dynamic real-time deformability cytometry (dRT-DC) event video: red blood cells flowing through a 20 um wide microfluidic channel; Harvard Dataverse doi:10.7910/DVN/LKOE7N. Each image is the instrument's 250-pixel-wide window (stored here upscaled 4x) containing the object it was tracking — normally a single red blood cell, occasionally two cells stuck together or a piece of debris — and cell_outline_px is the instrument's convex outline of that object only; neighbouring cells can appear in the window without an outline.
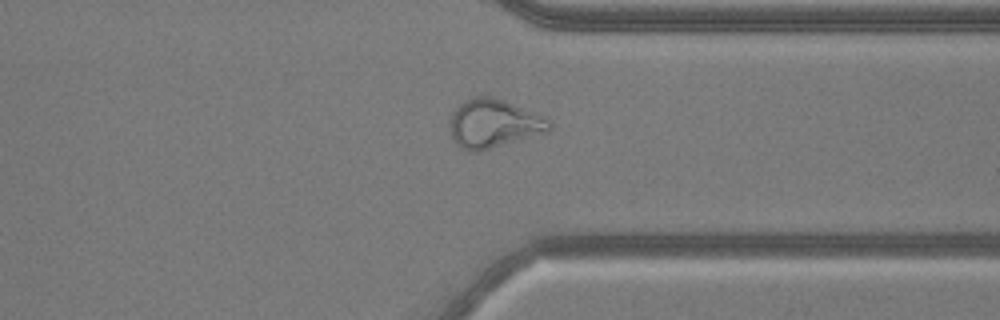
{"species": "common noctule bat (a hibernating species)", "species_latin": "Nyctalus noctula", "temperature_condition": "warm", "stored_images_in_passage": 37, "camera_frame_rate_fps": 3000, "um_per_image_px": 0.085, "animal": {"sex": "male", "body_mass_g": 20.5, "forearm_length_mm": 52.5}, "frame": {"image": 1, "passage_image": 26, "time_ms": 8.333, "image_size_px": [1000, 320], "cell_outline_px": [[552, 128], [548, 132], [476, 152], [468, 152], [456, 144], [452, 136], [452, 112], [464, 100], [472, 96], [488, 96], [504, 100], [548, 116], [552, 120]], "centroid_in_image_um": [42.04, 10.49], "position_along_channel_um": 369.4, "area_um2": 28.26}}